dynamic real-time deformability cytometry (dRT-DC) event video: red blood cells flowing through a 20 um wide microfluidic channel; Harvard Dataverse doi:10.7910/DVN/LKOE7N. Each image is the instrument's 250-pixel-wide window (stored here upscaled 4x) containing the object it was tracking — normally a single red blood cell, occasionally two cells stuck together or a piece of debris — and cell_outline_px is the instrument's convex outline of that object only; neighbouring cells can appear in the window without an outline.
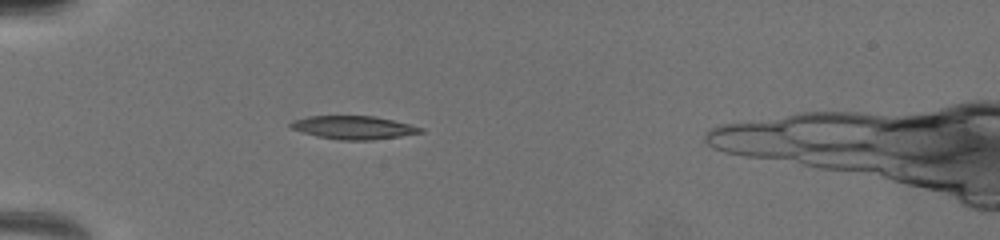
{"species": "common noctule bat (a hibernating species)", "species_latin": "Nyctalus noctula", "temperature_condition": "warm", "stored_images_in_passage": 10, "camera_frame_rate_fps": 3000, "um_per_image_px": 0.085, "animal": {"sex": "female", "body_mass_g": 19.5, "forearm_length_mm": 54.1}, "frame": {"image": 1, "passage_image": 5, "time_ms": 2.333, "image_size_px": [1000, 240], "cell_outline_px": [[424, 132], [400, 136], [372, 140], [340, 140], [316, 136], [288, 128], [288, 124], [292, 120], [308, 116], [376, 116], [424, 128]], "centroid_in_image_um": [30.0, 10.84], "position_along_channel_um": 55.0, "area_um2": 17.69}}
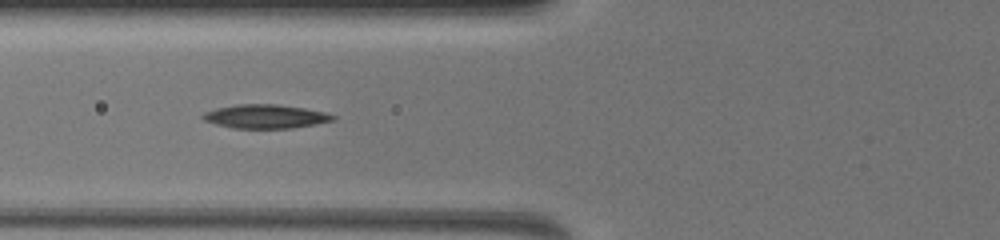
{"frame": {"image": 2, "passage_image": 9, "time_ms": 4.0, "image_size_px": [1000, 240], "cell_outline_px": [[336, 120], [316, 124], [292, 128], [232, 128], [216, 124], [204, 120], [200, 116], [204, 112], [216, 108], [236, 104], [276, 104], [304, 108], [324, 112], [336, 116]], "centroid_in_image_um": [22.56, 9.89], "position_along_channel_um": 103.2, "area_um2": 18.09}}